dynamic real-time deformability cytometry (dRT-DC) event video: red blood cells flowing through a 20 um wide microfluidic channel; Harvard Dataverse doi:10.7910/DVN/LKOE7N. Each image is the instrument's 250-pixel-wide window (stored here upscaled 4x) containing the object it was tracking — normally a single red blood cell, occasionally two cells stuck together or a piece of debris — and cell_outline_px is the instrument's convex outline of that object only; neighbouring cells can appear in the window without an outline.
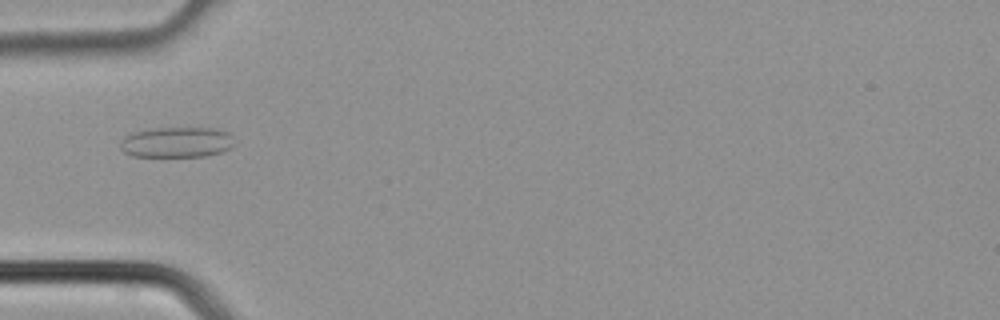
{"species": "common noctule bat (a hibernating species)", "species_latin": "Nyctalus noctula", "temperature_condition": "cold", "stored_images_in_passage": 4, "camera_frame_rate_fps": 3000, "um_per_image_px": 0.085, "animal": {"sex": "male", "body_mass_g": 21.5, "forearm_length_mm": 52.0}, "frame": {"image": 1, "passage_image": 4, "time_ms": 1.0, "image_size_px": [1000, 320], "cell_outline_px": [[236, 144], [232, 148], [224, 152], [208, 156], [132, 156], [124, 152], [120, 148], [120, 140], [124, 136], [132, 132], [152, 128], [212, 128], [228, 132], [232, 136]], "centroid_in_image_um": [15.04, 12.09], "position_along_channel_um": 70.0, "area_um2": 20.63}}